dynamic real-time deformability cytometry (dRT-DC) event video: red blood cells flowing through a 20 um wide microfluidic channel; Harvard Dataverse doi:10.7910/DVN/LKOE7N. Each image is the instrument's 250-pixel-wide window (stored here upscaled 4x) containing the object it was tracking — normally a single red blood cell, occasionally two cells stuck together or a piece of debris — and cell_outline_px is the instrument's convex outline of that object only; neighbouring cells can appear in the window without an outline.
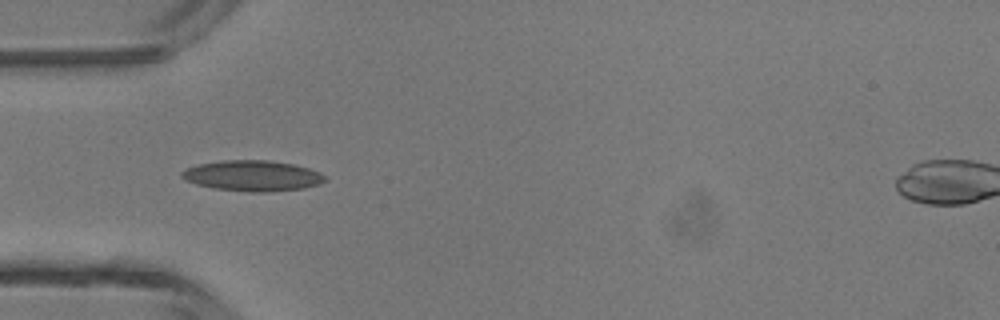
{"species": "common noctule bat (a hibernating species)", "species_latin": "Nyctalus noctula", "temperature_condition": "room temperature", "stored_images_in_passage": 33, "camera_frame_rate_fps": 3000, "um_per_image_px": 0.085, "animal": {"sex": "male", "body_mass_g": 13.3}, "frame": {"image": 1, "passage_image": 2, "time_ms": 0.333, "image_size_px": [1000, 320], "cell_outline_px": [[328, 180], [320, 184], [304, 188], [268, 192], [248, 192], [212, 188], [196, 184], [184, 180], [180, 176], [180, 172], [188, 168], [200, 164], [220, 160], [268, 160], [292, 164], [308, 168], [320, 172]], "centroid_in_image_um": [21.46, 14.94], "position_along_channel_um": 63.5, "area_um2": 25.72}}
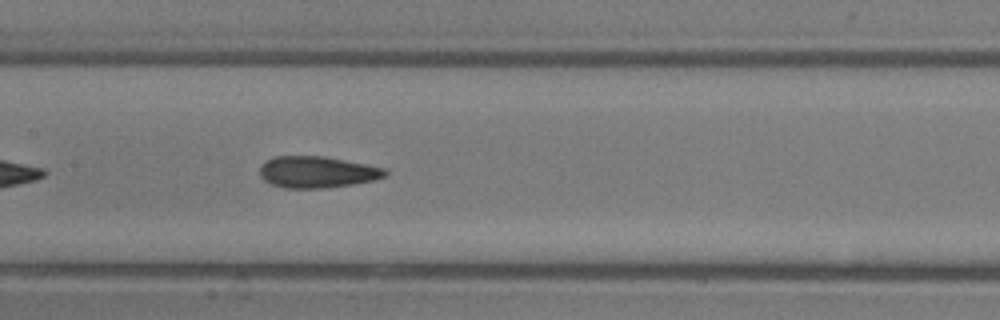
{"frame": {"image": 2, "passage_image": 10, "time_ms": 3.0, "image_size_px": [1000, 320], "cell_outline_px": [[388, 176], [376, 180], [352, 184], [324, 188], [284, 188], [272, 184], [264, 180], [260, 176], [260, 168], [268, 160], [276, 156], [324, 156], [388, 168]], "centroid_in_image_um": [27.03, 14.63], "position_along_channel_um": 180.4, "area_um2": 23.12}}
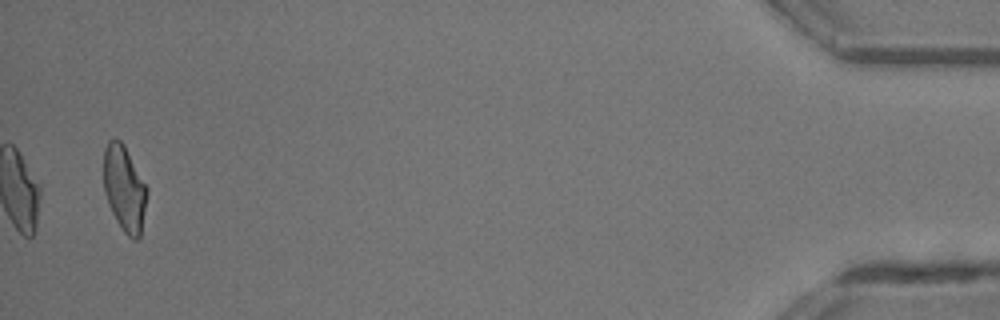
{"frame": {"image": 3, "passage_image": 33, "time_ms": 10.667, "image_size_px": [1000, 320], "cell_outline_px": [[148, 192], [140, 236], [136, 240], [132, 240], [124, 232], [116, 220], [108, 204], [104, 192], [104, 148], [108, 140], [120, 140], [124, 144]], "centroid_in_image_um": [10.55, 16.05], "position_along_channel_um": 424.6, "area_um2": 21.33}, "authors_computed_cell_mechanics": {"area_um2": 22.6576, "velocity_mm_per_s": 4.3785, "shape_relaxation_time_tau1_ms": 6.866, "shape_relaxation_time_tau2_ms": 1.5316, "deformation_change_tau1": 0.1775, "deformation_change_tau2": 0.0908}}